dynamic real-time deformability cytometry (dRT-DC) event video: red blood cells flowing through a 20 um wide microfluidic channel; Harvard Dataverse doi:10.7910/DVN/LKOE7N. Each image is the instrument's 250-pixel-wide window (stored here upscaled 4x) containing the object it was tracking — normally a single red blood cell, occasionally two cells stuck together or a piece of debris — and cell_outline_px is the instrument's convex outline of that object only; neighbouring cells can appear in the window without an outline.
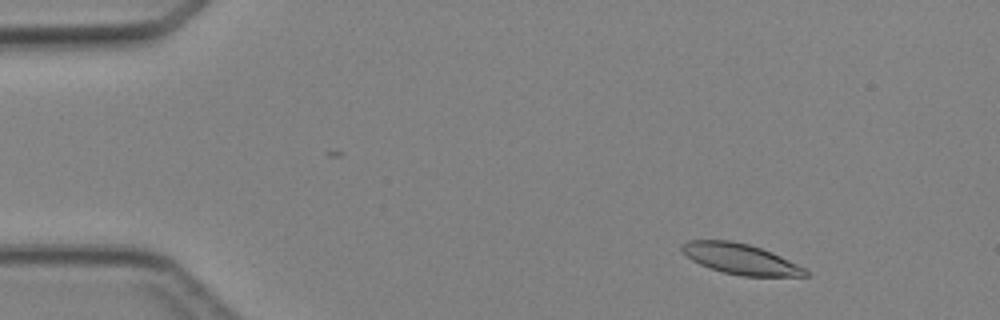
{"species": "Egyptian fruit bat (a non-hibernating species)", "species_latin": "Rousettus aegyptiacus", "temperature_condition": "cold", "stored_images_in_passage": 3, "camera_frame_rate_fps": 3000, "um_per_image_px": 0.085, "animal": {"sex": "female"}, "frame": {"image": 1, "passage_image": 1, "time_ms": 0.0, "image_size_px": [1000, 320], "cell_outline_px": [[812, 272], [808, 276], [740, 276], [708, 268], [692, 260], [680, 248], [680, 244], [688, 240], [728, 240], [748, 244], [772, 252]], "centroid_in_image_um": [62.93, 22.01], "position_along_channel_um": 22.1, "area_um2": 21.91}}